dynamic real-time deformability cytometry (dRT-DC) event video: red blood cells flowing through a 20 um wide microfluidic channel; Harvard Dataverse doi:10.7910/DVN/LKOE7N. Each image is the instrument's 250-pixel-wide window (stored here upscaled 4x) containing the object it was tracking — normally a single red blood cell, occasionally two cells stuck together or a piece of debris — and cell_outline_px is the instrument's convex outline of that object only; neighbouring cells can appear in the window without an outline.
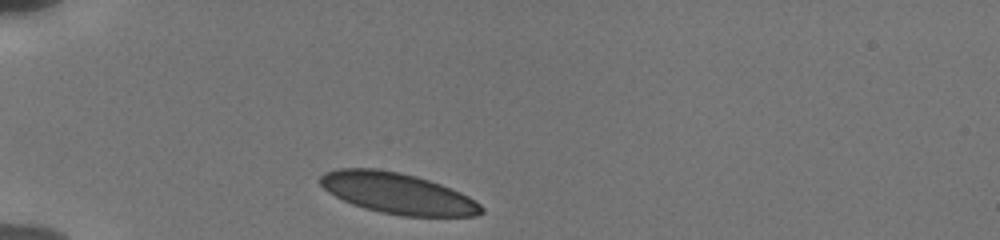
{"species": "human", "species_latin": "Homo sapiens", "temperature_condition": "cold", "stored_images_in_passage": 32, "camera_frame_rate_fps": 3000, "um_per_image_px": 0.085, "donor": {"sex": "male"}, "frame": {"image": 1, "passage_image": 1, "time_ms": 0.0, "image_size_px": [1000, 240], "cell_outline_px": [[484, 212], [476, 216], [404, 216], [380, 212], [364, 208], [352, 204], [328, 192], [320, 184], [320, 176], [324, 172], [340, 168], [376, 168], [400, 172], [416, 176], [440, 184], [460, 192], [468, 196], [480, 204], [484, 208]], "centroid_in_image_um": [33.79, 16.43], "position_along_channel_um": 51.2, "area_um2": 38.32}}
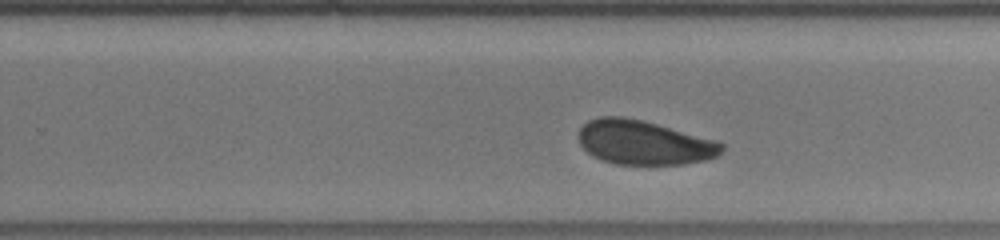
{"frame": {"image": 2, "passage_image": 21, "time_ms": 6.667, "image_size_px": [1000, 240], "cell_outline_px": [[724, 148], [716, 156], [708, 160], [684, 164], [616, 164], [600, 160], [592, 156], [580, 144], [580, 128], [588, 120], [600, 116], [624, 116], [656, 124], [716, 140], [724, 144]], "centroid_in_image_um": [54.73, 12.12], "position_along_channel_um": 275.1, "area_um2": 36.76}}
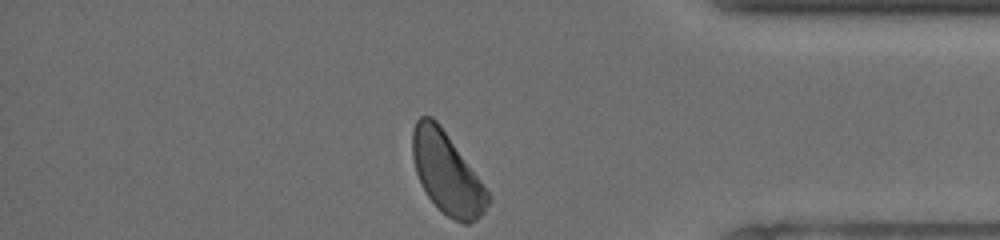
{"frame": {"image": 3, "passage_image": 32, "time_ms": 10.333, "image_size_px": [1000, 240], "cell_outline_px": [[492, 200], [484, 212], [476, 220], [468, 224], [464, 224], [448, 216], [428, 196], [416, 172], [412, 156], [412, 132], [416, 120], [420, 116], [432, 116], [440, 124], [492, 196]], "centroid_in_image_um": [38.0, 14.7], "position_along_channel_um": 397.2, "area_um2": 35.43}, "authors_computed_cell_mechanics": {"area_um2": 38.0035, "velocity_mm_per_s": 3.786, "shape_relaxation_time_tau1_ms": 4.2606, "shape_relaxation_time_tau2_ms": 0.8313, "deformation_change_tau1": 0.091, "deformation_change_tau2": 0.041}}